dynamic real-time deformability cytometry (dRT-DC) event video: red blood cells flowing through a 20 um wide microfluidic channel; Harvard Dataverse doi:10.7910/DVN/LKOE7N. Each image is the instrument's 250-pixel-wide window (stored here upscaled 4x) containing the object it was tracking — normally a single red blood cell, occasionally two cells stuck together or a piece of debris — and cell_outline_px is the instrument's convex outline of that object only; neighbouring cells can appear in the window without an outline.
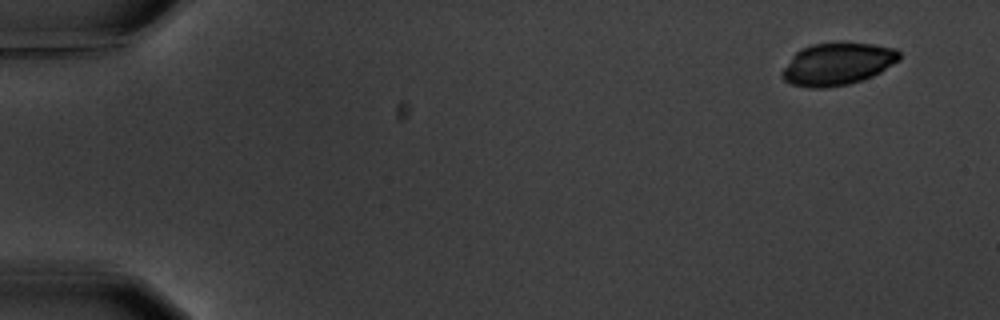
{"species": "common noctule bat (a hibernating species)", "species_latin": "Nyctalus noctula", "temperature_condition": "warm", "stored_images_in_passage": 4, "camera_frame_rate_fps": 3000, "um_per_image_px": 0.085, "animal": {"sex": "male", "body_mass_g": 20.1, "forearm_length_mm": 53.5}, "frame": {"image": 1, "passage_image": 1, "time_ms": 0.0, "image_size_px": [1000, 320], "cell_outline_px": [[900, 60], [880, 72], [864, 80], [848, 84], [824, 88], [808, 88], [792, 84], [784, 80], [780, 76], [780, 72], [792, 56], [800, 48], [812, 44], [840, 40], [872, 44], [896, 48], [900, 52]], "centroid_in_image_um": [71.18, 5.41], "position_along_channel_um": 13.8, "area_um2": 29.65}}